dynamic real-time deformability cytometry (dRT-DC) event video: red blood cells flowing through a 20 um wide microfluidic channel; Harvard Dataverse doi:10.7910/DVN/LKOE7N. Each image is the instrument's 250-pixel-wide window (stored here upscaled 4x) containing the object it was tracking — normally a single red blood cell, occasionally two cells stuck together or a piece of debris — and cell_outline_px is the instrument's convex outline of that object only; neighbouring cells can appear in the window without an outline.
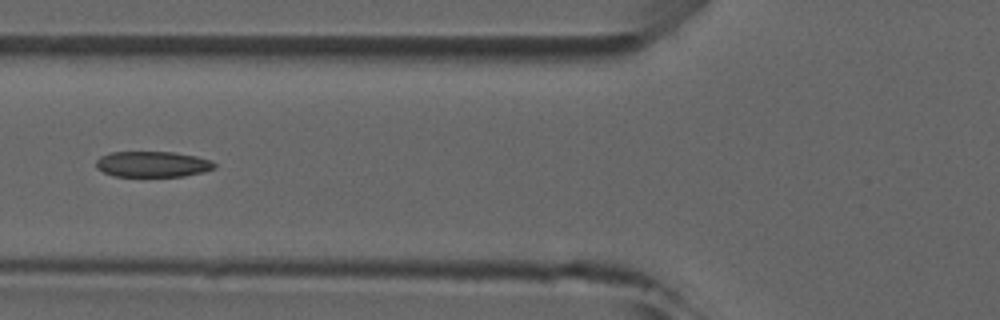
{"species": "common noctule bat (a hibernating species)", "species_latin": "Nyctalus noctula", "temperature_condition": "room temperature", "stored_images_in_passage": 6, "camera_frame_rate_fps": 3000, "um_per_image_px": 0.085, "animal": {"sex": "male", "forearm_length_mm": 52.5}, "frame": {"image": 1, "passage_image": 5, "time_ms": 4.667, "image_size_px": [1000, 320], "cell_outline_px": [[216, 168], [204, 172], [184, 176], [116, 176], [104, 172], [96, 168], [96, 160], [100, 156], [108, 152], [176, 152], [196, 156], [212, 160], [216, 164]], "centroid_in_image_um": [12.99, 13.95], "position_along_channel_um": 112.8, "area_um2": 17.92}}
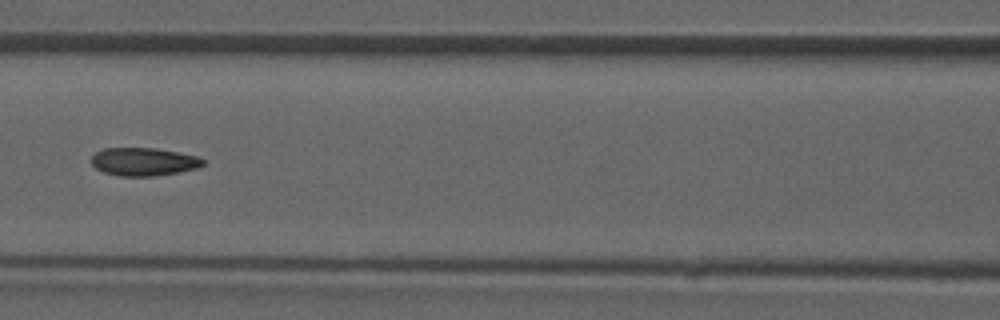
{"frame": {"image": 2, "passage_image": 6, "time_ms": 5.667, "image_size_px": [1000, 320], "cell_outline_px": [[204, 164], [196, 168], [180, 172], [156, 176], [120, 176], [104, 172], [96, 168], [92, 164], [92, 156], [96, 152], [104, 148], [156, 148], [200, 156], [204, 160]], "centroid_in_image_um": [12.24, 13.74], "position_along_channel_um": 154.4, "area_um2": 18.32}}